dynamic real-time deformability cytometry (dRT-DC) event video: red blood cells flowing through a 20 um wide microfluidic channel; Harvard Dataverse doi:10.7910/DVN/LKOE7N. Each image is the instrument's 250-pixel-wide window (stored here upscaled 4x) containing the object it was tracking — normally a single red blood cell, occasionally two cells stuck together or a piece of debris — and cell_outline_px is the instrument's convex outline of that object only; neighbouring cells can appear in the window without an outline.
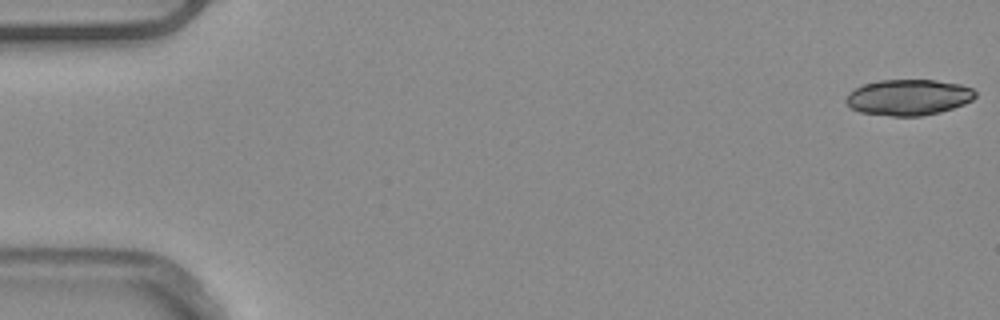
{"species": "common noctule bat (a hibernating species)", "species_latin": "Nyctalus noctula", "temperature_condition": "warm", "stored_images_in_passage": 52, "camera_frame_rate_fps": 3000, "um_per_image_px": 0.085, "animal": {"sex": "male", "body_mass_g": 20.4}, "frame": {"image": 1, "passage_image": 1, "time_ms": 0.0, "image_size_px": [1000, 320], "cell_outline_px": [[976, 96], [972, 100], [964, 104], [940, 112], [920, 116], [892, 116], [860, 112], [852, 108], [844, 100], [848, 92], [864, 84], [876, 80], [936, 80], [960, 84], [972, 88], [976, 92]], "centroid_in_image_um": [77.22, 8.26], "position_along_channel_um": 7.8, "area_um2": 27.11}}
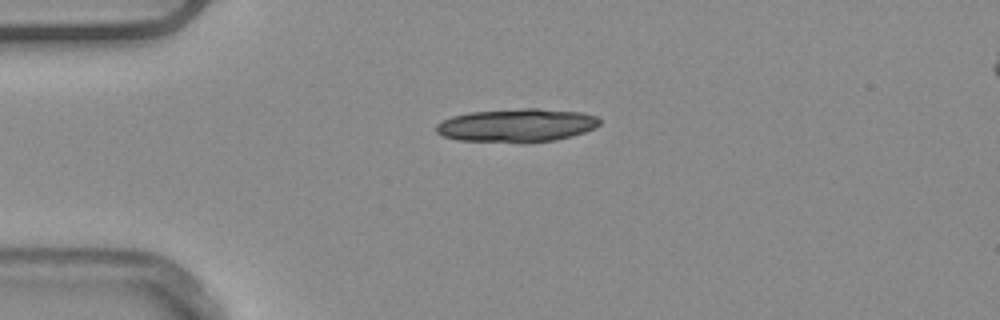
{"frame": {"image": 2, "passage_image": 13, "time_ms": 4.0, "image_size_px": [1000, 320], "cell_outline_px": [[600, 124], [596, 128], [572, 136], [556, 140], [528, 144], [520, 144], [456, 140], [440, 136], [436, 132], [436, 124], [452, 116], [468, 112], [520, 108], [536, 108], [584, 112], [596, 116], [600, 120]], "centroid_in_image_um": [43.92, 10.67], "position_along_channel_um": 41.1, "area_um2": 32.71}}